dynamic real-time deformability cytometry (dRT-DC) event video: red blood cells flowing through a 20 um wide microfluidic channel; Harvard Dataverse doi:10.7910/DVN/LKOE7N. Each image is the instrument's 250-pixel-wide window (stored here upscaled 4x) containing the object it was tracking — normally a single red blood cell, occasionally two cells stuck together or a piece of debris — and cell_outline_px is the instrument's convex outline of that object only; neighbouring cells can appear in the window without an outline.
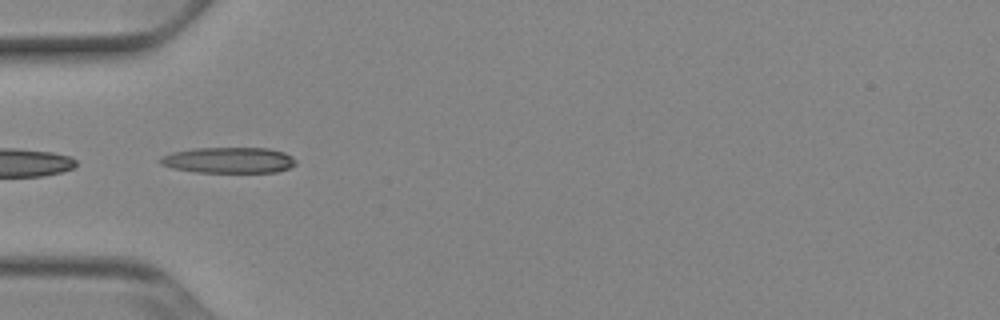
{"species": "Egyptian fruit bat (a non-hibernating species)", "species_latin": "Rousettus aegyptiacus", "temperature_condition": "cold", "stored_images_in_passage": 12, "camera_frame_rate_fps": 3000, "um_per_image_px": 0.085, "animal": {"sex": "female"}, "frame": {"image": 1, "passage_image": 7, "time_ms": 2.0, "image_size_px": [1000, 320], "cell_outline_px": [[296, 164], [288, 168], [276, 172], [196, 172], [172, 168], [160, 164], [156, 160], [160, 156], [172, 152], [192, 148], [268, 148], [284, 152], [292, 156], [296, 160]], "centroid_in_image_um": [19.4, 13.61], "position_along_channel_um": 65.6, "area_um2": 20.63}}